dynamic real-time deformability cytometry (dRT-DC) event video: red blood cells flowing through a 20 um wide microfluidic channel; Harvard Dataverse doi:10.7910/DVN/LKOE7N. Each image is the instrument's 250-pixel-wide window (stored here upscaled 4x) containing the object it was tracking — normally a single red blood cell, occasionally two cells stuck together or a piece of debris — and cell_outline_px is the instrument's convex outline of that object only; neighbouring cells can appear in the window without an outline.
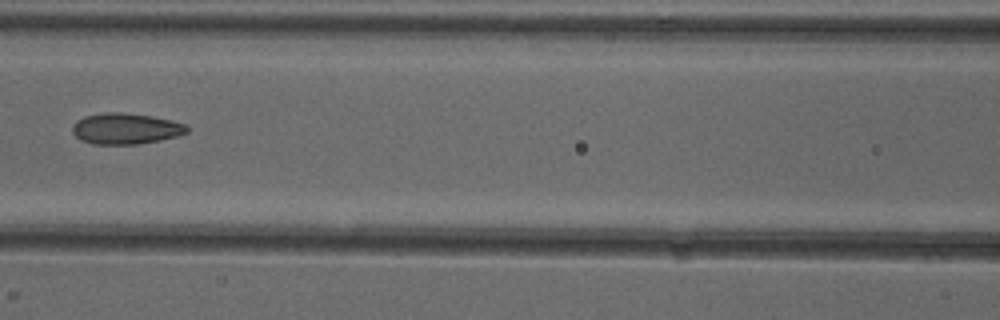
{"species": "common noctule bat (a hibernating species)", "species_latin": "Nyctalus noctula", "temperature_condition": "cold", "stored_images_in_passage": 7, "camera_frame_rate_fps": 3000, "um_per_image_px": 0.085, "animal": {"sex": "female"}, "frame": {"image": 1, "passage_image": 7, "time_ms": 7.0, "image_size_px": [1000, 320], "cell_outline_px": [[188, 132], [176, 136], [160, 140], [136, 144], [92, 144], [80, 140], [72, 132], [72, 124], [76, 120], [84, 116], [104, 112], [120, 112], [152, 116], [188, 124]], "centroid_in_image_um": [10.66, 10.93], "position_along_channel_um": 155.9, "area_um2": 20.81}}